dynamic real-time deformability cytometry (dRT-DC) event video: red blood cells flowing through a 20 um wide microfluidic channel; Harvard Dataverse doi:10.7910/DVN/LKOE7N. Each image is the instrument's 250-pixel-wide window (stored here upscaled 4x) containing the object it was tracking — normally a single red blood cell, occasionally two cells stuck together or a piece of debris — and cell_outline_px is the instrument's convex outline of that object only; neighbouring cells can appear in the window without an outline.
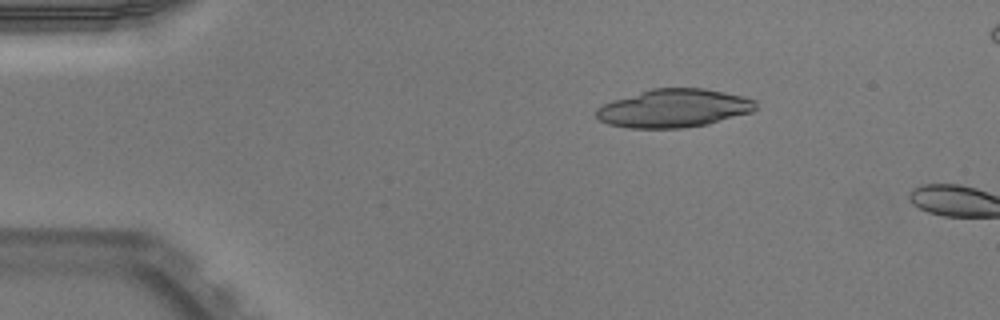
{"species": "Egyptian fruit bat (a non-hibernating species)", "species_latin": "Rousettus aegyptiacus", "temperature_condition": "warm", "stored_images_in_passage": 12, "camera_frame_rate_fps": 3000, "um_per_image_px": 0.085, "animal": {"sex": "male"}, "frame": {"image": 1, "passage_image": 9, "time_ms": 2.667, "image_size_px": [1000, 320], "cell_outline_px": [[756, 108], [752, 112], [708, 124], [684, 128], [628, 128], [608, 124], [600, 120], [596, 116], [596, 108], [612, 100], [652, 88], [704, 88], [724, 92], [756, 100]], "centroid_in_image_um": [57.26, 9.21], "position_along_channel_um": 27.7, "area_um2": 35.55}}